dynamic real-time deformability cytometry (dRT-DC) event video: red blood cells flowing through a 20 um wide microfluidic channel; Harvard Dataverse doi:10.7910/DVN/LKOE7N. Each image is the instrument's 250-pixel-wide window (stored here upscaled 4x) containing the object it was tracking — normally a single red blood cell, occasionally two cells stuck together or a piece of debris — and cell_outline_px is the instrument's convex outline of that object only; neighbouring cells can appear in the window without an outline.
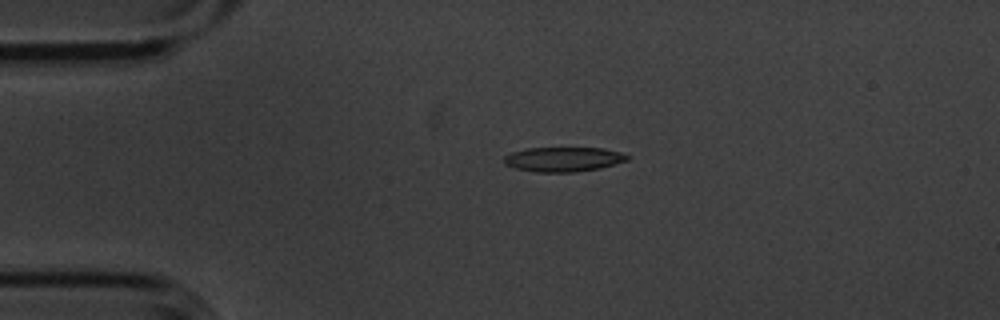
{"species": "common noctule bat (a hibernating species)", "species_latin": "Nyctalus noctula", "temperature_condition": "cold", "stored_images_in_passage": 5, "camera_frame_rate_fps": 3000, "um_per_image_px": 0.085, "animal": {"sex": "male", "body_mass_g": 20.1, "forearm_length_mm": 53.5}, "frame": {"image": 1, "passage_image": 4, "time_ms": 1.0, "image_size_px": [1000, 320], "cell_outline_px": [[628, 160], [600, 168], [576, 172], [536, 172], [516, 168], [504, 164], [504, 156], [512, 152], [528, 148], [604, 148], [620, 152], [628, 156]], "centroid_in_image_um": [47.88, 13.54], "position_along_channel_um": 37.1, "area_um2": 17.57}}